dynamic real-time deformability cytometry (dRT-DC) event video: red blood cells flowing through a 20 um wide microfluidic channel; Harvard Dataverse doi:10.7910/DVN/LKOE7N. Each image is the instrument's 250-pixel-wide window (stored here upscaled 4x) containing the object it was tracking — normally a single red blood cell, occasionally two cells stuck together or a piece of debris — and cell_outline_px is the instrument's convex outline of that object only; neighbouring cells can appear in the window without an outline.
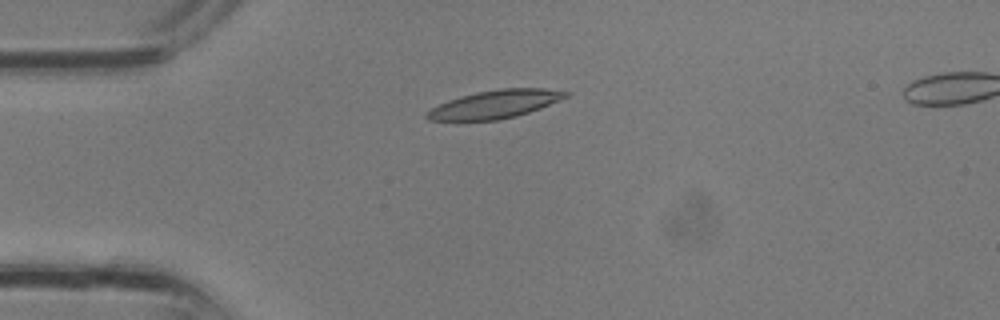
{"species": "common noctule bat (a hibernating species)", "species_latin": "Nyctalus noctula", "temperature_condition": "room temperature", "stored_images_in_passage": 4, "camera_frame_rate_fps": 3000, "um_per_image_px": 0.085, "animal": {"sex": "male", "body_mass_g": 13.3}, "frame": {"image": 1, "passage_image": 3, "time_ms": 0.667, "image_size_px": [1000, 320], "cell_outline_px": [[572, 92], [568, 96], [560, 100], [540, 108], [516, 116], [500, 120], [428, 120], [424, 116], [424, 112], [448, 100], [460, 96], [476, 92], [500, 88], [544, 88]], "centroid_in_image_um": [42.08, 8.85], "position_along_channel_um": 42.9, "area_um2": 22.77}}